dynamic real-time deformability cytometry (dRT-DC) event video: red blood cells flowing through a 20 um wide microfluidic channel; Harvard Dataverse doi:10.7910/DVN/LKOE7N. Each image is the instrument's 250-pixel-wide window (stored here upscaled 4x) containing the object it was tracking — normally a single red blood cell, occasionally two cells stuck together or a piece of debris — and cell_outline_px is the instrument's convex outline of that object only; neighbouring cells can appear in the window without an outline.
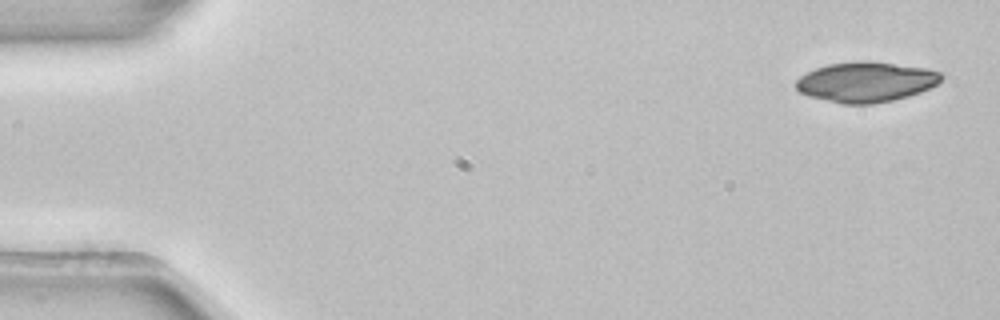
{"species": "common noctule bat (a hibernating species)", "species_latin": "Nyctalus noctula", "temperature_condition": "room temperature", "stored_images_in_passage": 6, "camera_frame_rate_fps": 3000, "um_per_image_px": 0.085, "animal": {"sex": "female", "body_mass_g": 22.7, "forearm_length_mm": 54.2}, "frame": {"image": 1, "passage_image": 1, "time_ms": 0.0, "image_size_px": [1000, 320], "cell_outline_px": [[944, 76], [936, 84], [920, 92], [908, 96], [892, 100], [872, 104], [840, 104], [808, 96], [800, 92], [796, 88], [796, 80], [800, 76], [816, 68], [828, 64], [856, 60], [868, 60], [924, 68], [940, 72]], "centroid_in_image_um": [73.57, 6.96], "position_along_channel_um": 11.4, "area_um2": 34.04}}